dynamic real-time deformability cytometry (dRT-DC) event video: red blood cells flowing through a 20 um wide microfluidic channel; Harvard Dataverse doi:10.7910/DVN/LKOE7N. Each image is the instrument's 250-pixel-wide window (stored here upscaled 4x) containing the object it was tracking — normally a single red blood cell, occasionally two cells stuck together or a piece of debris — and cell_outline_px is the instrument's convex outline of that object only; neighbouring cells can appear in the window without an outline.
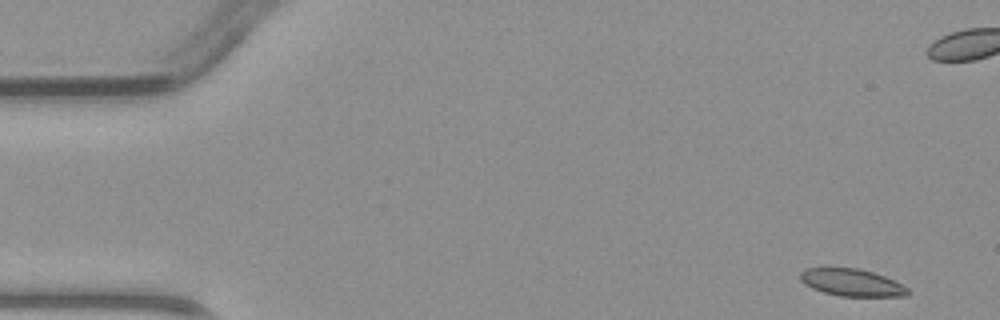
{"species": "common noctule bat (a hibernating species)", "species_latin": "Nyctalus noctula", "temperature_condition": "warm", "stored_images_in_passage": 5, "camera_frame_rate_fps": 3000, "um_per_image_px": 0.085, "animal": {"sex": "male", "body_mass_g": 23.1, "forearm_length_mm": 52.7}, "frame": {"image": 1, "passage_image": 5, "time_ms": 5.0, "image_size_px": [1000, 320], "cell_outline_px": [[912, 292], [908, 296], [840, 296], [824, 292], [812, 288], [804, 284], [800, 280], [800, 272], [804, 268], [860, 268], [884, 276], [908, 288]], "centroid_in_image_um": [72.39, 24.02], "position_along_channel_um": 12.6, "area_um2": 17.05}}